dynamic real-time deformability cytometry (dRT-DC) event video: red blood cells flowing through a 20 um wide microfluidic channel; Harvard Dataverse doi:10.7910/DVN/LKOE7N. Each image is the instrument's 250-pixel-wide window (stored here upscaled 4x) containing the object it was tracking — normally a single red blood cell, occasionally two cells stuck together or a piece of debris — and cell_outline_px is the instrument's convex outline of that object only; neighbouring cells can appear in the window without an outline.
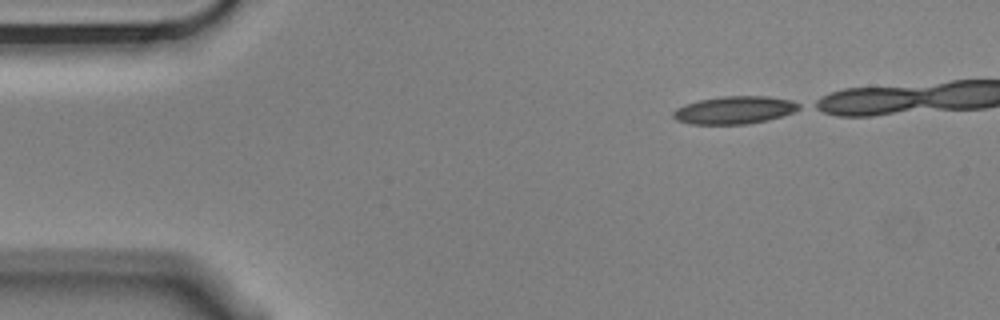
{"species": "Egyptian fruit bat (a non-hibernating species)", "species_latin": "Rousettus aegyptiacus", "temperature_condition": "cold", "stored_images_in_passage": 4, "camera_frame_rate_fps": 3000, "um_per_image_px": 0.085, "animal": {"sex": "male"}, "frame": {"image": 1, "passage_image": 1, "time_ms": 0.0, "image_size_px": [1000, 320], "cell_outline_px": [[800, 108], [792, 112], [768, 120], [748, 124], [688, 124], [676, 120], [672, 116], [672, 112], [676, 108], [684, 104], [700, 100], [720, 96], [768, 96], [792, 100], [800, 104]], "centroid_in_image_um": [62.39, 9.35], "position_along_channel_um": 22.6, "area_um2": 20.4}}